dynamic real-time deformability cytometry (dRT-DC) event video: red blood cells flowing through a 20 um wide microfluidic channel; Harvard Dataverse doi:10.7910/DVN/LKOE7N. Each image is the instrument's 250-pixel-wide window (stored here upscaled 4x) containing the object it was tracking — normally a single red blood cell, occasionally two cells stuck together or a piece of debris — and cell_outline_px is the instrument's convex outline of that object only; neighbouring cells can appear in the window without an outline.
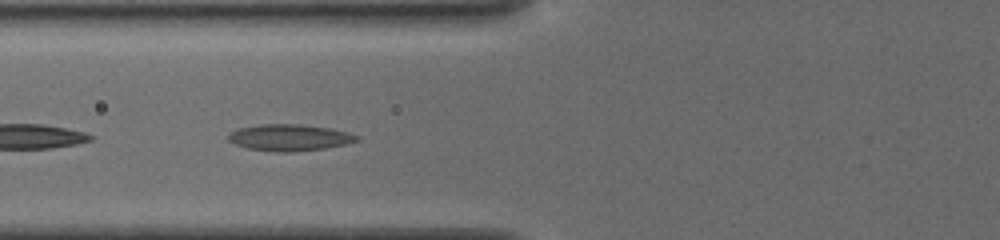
{"species": "common noctule bat (a hibernating species)", "species_latin": "Nyctalus noctula", "temperature_condition": "cold", "stored_images_in_passage": 15, "camera_frame_rate_fps": 3000, "um_per_image_px": 0.085, "animal": {"sex": "female", "body_mass_g": 19.5, "forearm_length_mm": 54.1}, "frame": {"image": 1, "passage_image": 5, "time_ms": 1.333, "image_size_px": [1000, 240], "cell_outline_px": [[360, 140], [344, 144], [324, 148], [292, 152], [276, 152], [248, 148], [236, 144], [228, 140], [228, 132], [240, 128], [260, 124], [300, 124], [328, 128], [348, 132], [360, 136]], "centroid_in_image_um": [24.6, 11.69], "position_along_channel_um": 101.2, "area_um2": 19.77}}
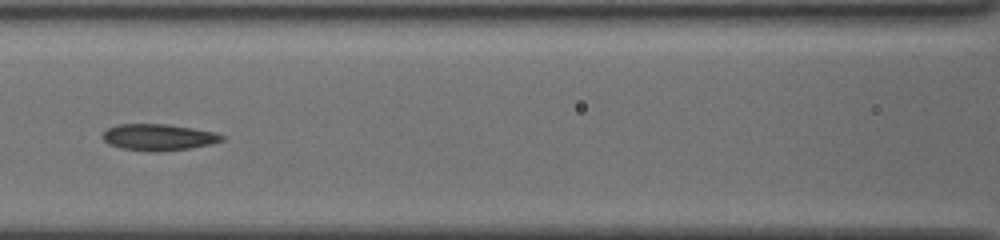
{"frame": {"image": 2, "passage_image": 9, "time_ms": 2.667, "image_size_px": [1000, 240], "cell_outline_px": [[224, 140], [212, 144], [192, 148], [160, 152], [148, 152], [120, 148], [108, 144], [100, 136], [108, 128], [116, 124], [168, 124], [216, 132], [224, 136]], "centroid_in_image_um": [13.46, 11.67], "position_along_channel_um": 153.1, "area_um2": 18.73}}